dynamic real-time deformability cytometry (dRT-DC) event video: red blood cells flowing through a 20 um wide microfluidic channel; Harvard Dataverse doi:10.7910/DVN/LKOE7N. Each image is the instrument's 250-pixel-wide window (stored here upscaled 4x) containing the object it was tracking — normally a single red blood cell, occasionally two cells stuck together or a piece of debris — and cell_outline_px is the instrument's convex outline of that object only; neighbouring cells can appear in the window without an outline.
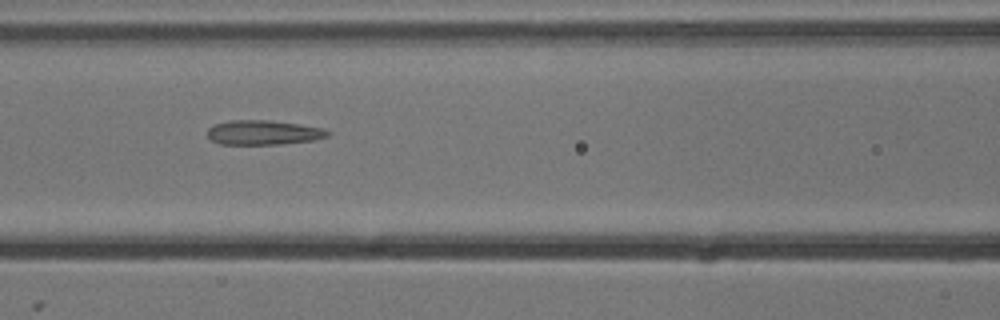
{"species": "common noctule bat (a hibernating species)", "species_latin": "Nyctalus noctula", "temperature_condition": "cold", "stored_images_in_passage": 10, "camera_frame_rate_fps": 3000, "um_per_image_px": 0.085, "animal": {"sex": "male", "body_mass_g": 13.3}, "frame": {"image": 1, "passage_image": 6, "time_ms": 1.667, "image_size_px": [1000, 320], "cell_outline_px": [[332, 132], [328, 136], [316, 140], [280, 144], [220, 144], [212, 140], [208, 136], [208, 128], [216, 124], [232, 120], [268, 120], [324, 128]], "centroid_in_image_um": [22.43, 11.27], "position_along_channel_um": 144.2, "area_um2": 17.11}}
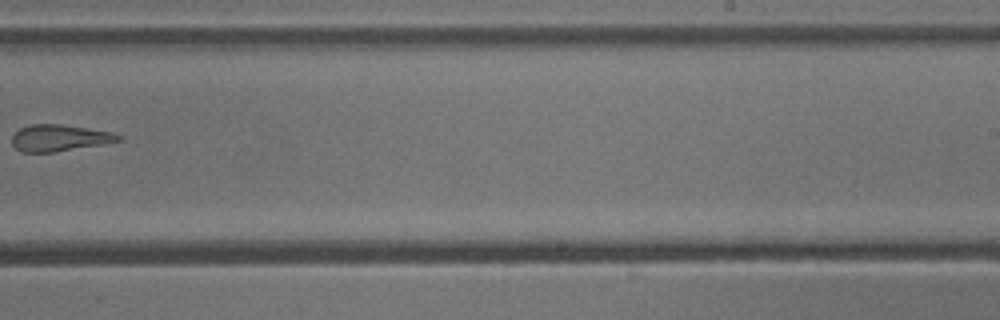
{"frame": {"image": 2, "passage_image": 9, "time_ms": 2.667, "image_size_px": [1000, 320], "cell_outline_px": [[124, 140], [52, 152], [20, 152], [12, 144], [12, 136], [20, 128], [32, 124], [60, 124], [112, 132], [120, 136]], "centroid_in_image_um": [5.02, 11.72], "position_along_channel_um": 284.0, "area_um2": 16.18}}
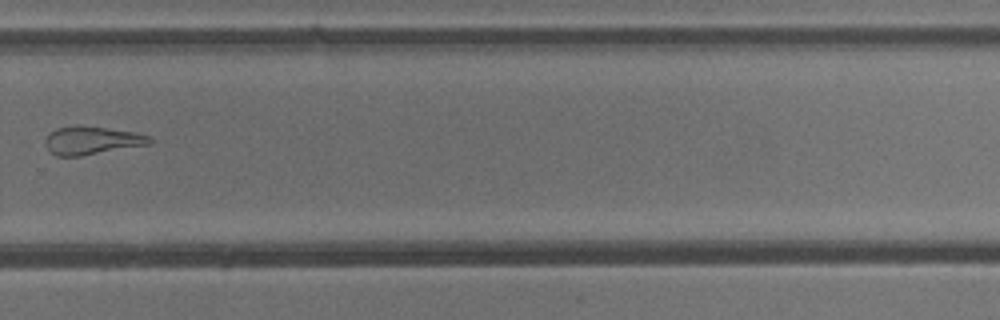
{"frame": {"image": 3, "passage_image": 10, "time_ms": 3.0, "image_size_px": [1000, 320], "cell_outline_px": [[152, 144], [80, 156], [56, 156], [44, 144], [44, 140], [56, 128], [76, 124], [80, 124], [136, 132], [152, 136]], "centroid_in_image_um": [7.84, 11.92], "position_along_channel_um": 322.0, "area_um2": 17.4}}